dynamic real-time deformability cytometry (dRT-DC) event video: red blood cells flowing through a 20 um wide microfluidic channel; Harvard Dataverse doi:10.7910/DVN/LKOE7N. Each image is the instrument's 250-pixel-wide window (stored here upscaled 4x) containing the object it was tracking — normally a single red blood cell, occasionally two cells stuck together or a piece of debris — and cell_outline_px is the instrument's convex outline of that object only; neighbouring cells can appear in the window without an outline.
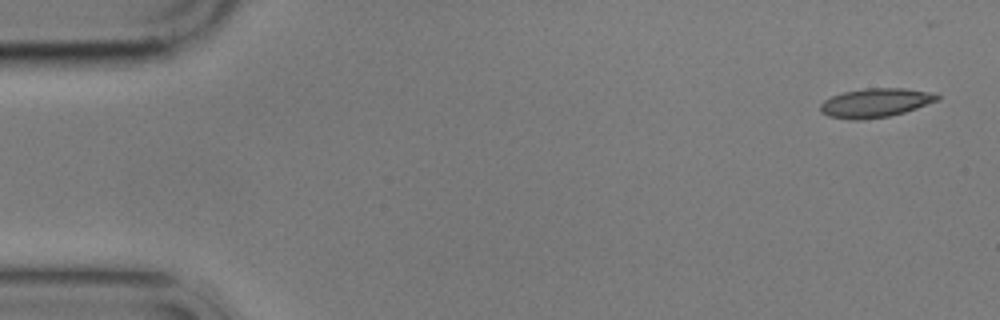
{"species": "common noctule bat (a hibernating species)", "species_latin": "Nyctalus noctula", "temperature_condition": "cold", "stored_images_in_passage": 5, "camera_frame_rate_fps": 3000, "um_per_image_px": 0.085, "animal": {"sex": "male", "body_mass_g": 17.9}, "frame": {"image": 1, "passage_image": 1, "time_ms": 0.0, "image_size_px": [1000, 320], "cell_outline_px": [[940, 100], [904, 112], [888, 116], [860, 120], [852, 120], [828, 116], [820, 112], [820, 104], [824, 100], [832, 96], [844, 92], [864, 88], [904, 88], [928, 92], [940, 96]], "centroid_in_image_um": [74.38, 8.74], "position_along_channel_um": 10.6, "area_um2": 19.65}}
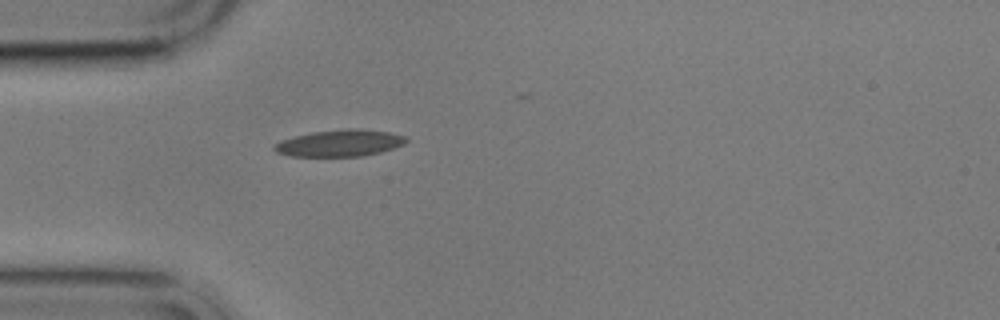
{"frame": {"image": 2, "passage_image": 4, "time_ms": 4.667, "image_size_px": [1000, 320], "cell_outline_px": [[408, 140], [404, 144], [380, 152], [364, 156], [292, 156], [276, 152], [272, 148], [280, 140], [292, 136], [312, 132], [348, 128], [360, 128], [388, 132], [408, 136]], "centroid_in_image_um": [28.89, 12.15], "position_along_channel_um": 56.1, "area_um2": 20.63}}